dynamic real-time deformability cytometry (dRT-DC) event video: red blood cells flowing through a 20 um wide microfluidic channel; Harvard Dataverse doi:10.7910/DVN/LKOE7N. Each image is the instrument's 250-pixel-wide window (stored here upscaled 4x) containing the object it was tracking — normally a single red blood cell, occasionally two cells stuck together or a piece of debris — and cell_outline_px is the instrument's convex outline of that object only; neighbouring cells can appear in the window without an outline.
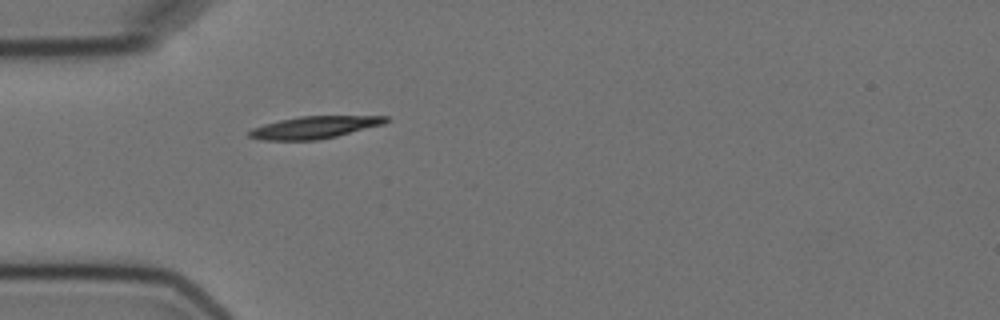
{"species": "Egyptian fruit bat (a non-hibernating species)", "species_latin": "Rousettus aegyptiacus", "temperature_condition": "cold", "stored_images_in_passage": 1, "camera_frame_rate_fps": 3000, "um_per_image_px": 0.085, "animal": {"sex": "female"}, "frame": {"image": 1, "passage_image": 1, "time_ms": 0.0, "image_size_px": [1000, 320], "cell_outline_px": [[388, 120], [384, 124], [336, 136], [316, 140], [260, 140], [248, 136], [248, 132], [252, 128], [264, 124], [280, 120], [300, 116], [388, 116]], "centroid_in_image_um": [26.7, 10.82], "position_along_channel_um": 58.3, "area_um2": 17.57}}